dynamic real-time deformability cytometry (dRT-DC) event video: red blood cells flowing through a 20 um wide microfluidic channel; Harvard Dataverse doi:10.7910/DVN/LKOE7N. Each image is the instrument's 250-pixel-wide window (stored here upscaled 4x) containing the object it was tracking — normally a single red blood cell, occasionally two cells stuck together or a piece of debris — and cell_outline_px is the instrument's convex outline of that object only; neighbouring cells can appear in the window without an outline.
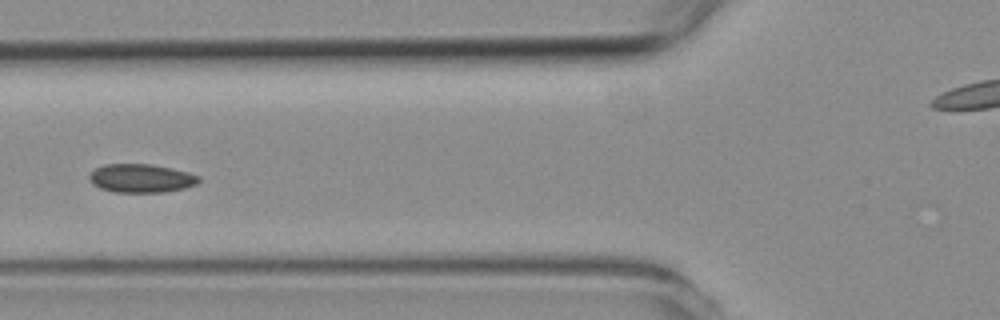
{"species": "common noctule bat (a hibernating species)", "species_latin": "Nyctalus noctula", "temperature_condition": "room temperature", "stored_images_in_passage": 7, "camera_frame_rate_fps": 3000, "um_per_image_px": 0.085, "animal": {"sex": "female", "body_mass_g": 19.3, "forearm_length_mm": 54.1}, "frame": {"image": 1, "passage_image": 6, "time_ms": 6.0, "image_size_px": [1000, 320], "cell_outline_px": [[200, 180], [196, 184], [184, 188], [164, 192], [112, 192], [100, 188], [92, 184], [88, 180], [88, 176], [96, 168], [104, 164], [152, 164], [172, 168], [188, 172], [200, 176]], "centroid_in_image_um": [11.98, 15.15], "position_along_channel_um": 113.8, "area_um2": 18.32}}
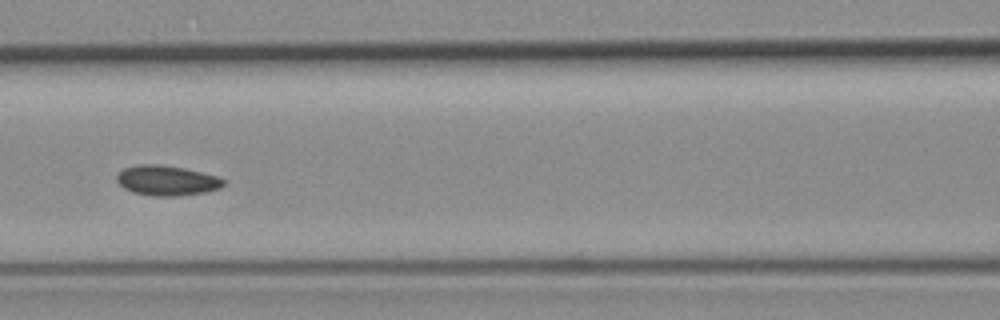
{"frame": {"image": 2, "passage_image": 7, "time_ms": 7.0, "image_size_px": [1000, 320], "cell_outline_px": [[224, 184], [220, 188], [204, 192], [176, 196], [152, 196], [132, 192], [124, 188], [116, 180], [116, 176], [124, 168], [136, 164], [160, 164], [184, 168], [216, 176], [224, 180]], "centroid_in_image_um": [14.14, 15.34], "position_along_channel_um": 152.5, "area_um2": 18.61}}